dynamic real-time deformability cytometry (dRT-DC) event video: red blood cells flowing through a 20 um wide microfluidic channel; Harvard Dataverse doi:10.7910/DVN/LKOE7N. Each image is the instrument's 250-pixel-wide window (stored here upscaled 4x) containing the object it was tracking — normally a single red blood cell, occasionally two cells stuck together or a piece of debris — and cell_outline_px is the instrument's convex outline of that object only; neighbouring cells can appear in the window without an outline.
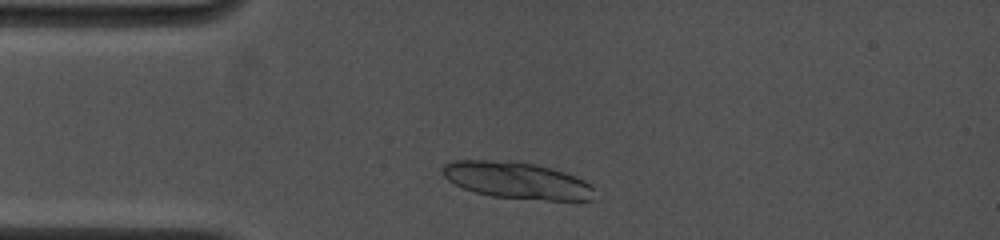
{"species": "common noctule bat (a hibernating species)", "species_latin": "Nyctalus noctula", "temperature_condition": "cold", "stored_images_in_passage": 5, "camera_frame_rate_fps": 4500, "um_per_image_px": 0.085, "animal": {"sex": "female", "body_mass_g": 19.0, "forearm_length_mm": 53.3}, "frame": {"image": 1, "passage_image": 4, "time_ms": 1.111, "image_size_px": [1000, 240], "cell_outline_px": [[592, 200], [548, 200], [492, 196], [476, 192], [464, 188], [448, 180], [440, 172], [440, 168], [444, 164], [456, 160], [512, 160], [536, 164], [564, 172], [576, 176], [584, 180], [592, 188]], "centroid_in_image_um": [43.88, 15.31], "position_along_channel_um": 41.1, "area_um2": 32.37}}